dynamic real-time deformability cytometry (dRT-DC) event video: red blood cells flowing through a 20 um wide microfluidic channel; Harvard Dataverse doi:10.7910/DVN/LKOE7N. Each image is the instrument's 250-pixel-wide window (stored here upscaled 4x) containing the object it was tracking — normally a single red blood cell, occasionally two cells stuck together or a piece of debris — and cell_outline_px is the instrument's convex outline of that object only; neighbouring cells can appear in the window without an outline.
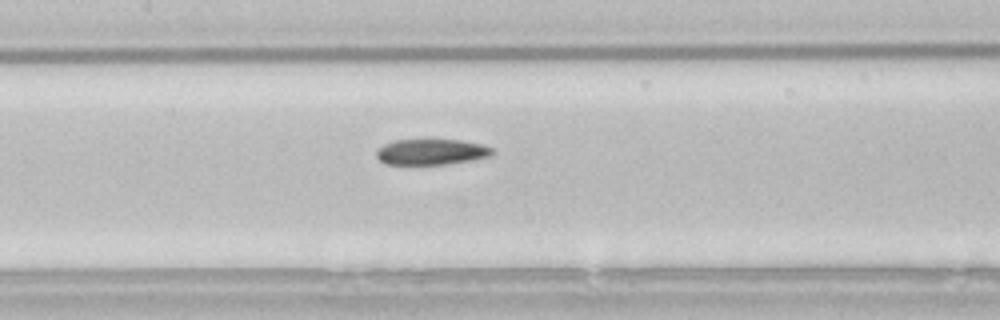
{"species": "common noctule bat (a hibernating species)", "species_latin": "Nyctalus noctula", "temperature_condition": "room temperature", "stored_images_in_passage": 18, "camera_frame_rate_fps": 3000, "um_per_image_px": 0.085, "animal": {"sex": "male", "body_mass_g": 21.5, "forearm_length_mm": 52.0}, "frame": {"image": 1, "passage_image": 13, "time_ms": 4.0, "image_size_px": [1000, 320], "cell_outline_px": [[496, 152], [492, 156], [472, 160], [444, 164], [384, 164], [376, 156], [376, 152], [384, 144], [396, 140], [460, 140], [484, 144], [492, 148]], "centroid_in_image_um": [36.72, 12.91], "position_along_channel_um": 170.7, "area_um2": 17.4}}
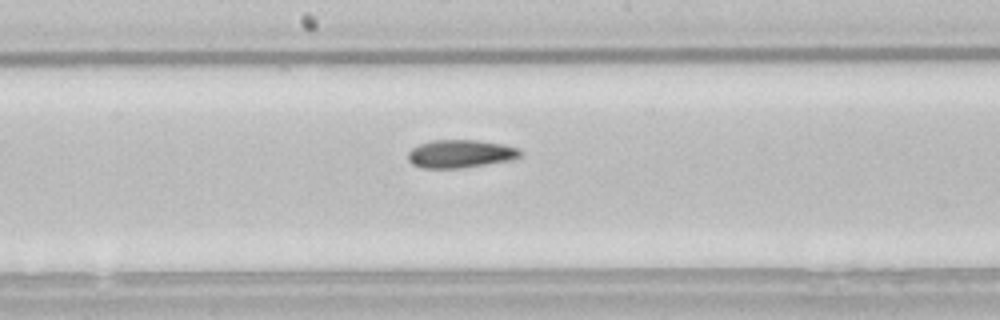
{"frame": {"image": 2, "passage_image": 16, "time_ms": 5.0, "image_size_px": [1000, 320], "cell_outline_px": [[520, 156], [508, 160], [460, 168], [420, 168], [412, 164], [408, 160], [408, 152], [412, 148], [420, 144], [432, 140], [480, 140], [504, 144], [520, 148]], "centroid_in_image_um": [39.1, 13.06], "position_along_channel_um": 209.1, "area_um2": 18.26}}